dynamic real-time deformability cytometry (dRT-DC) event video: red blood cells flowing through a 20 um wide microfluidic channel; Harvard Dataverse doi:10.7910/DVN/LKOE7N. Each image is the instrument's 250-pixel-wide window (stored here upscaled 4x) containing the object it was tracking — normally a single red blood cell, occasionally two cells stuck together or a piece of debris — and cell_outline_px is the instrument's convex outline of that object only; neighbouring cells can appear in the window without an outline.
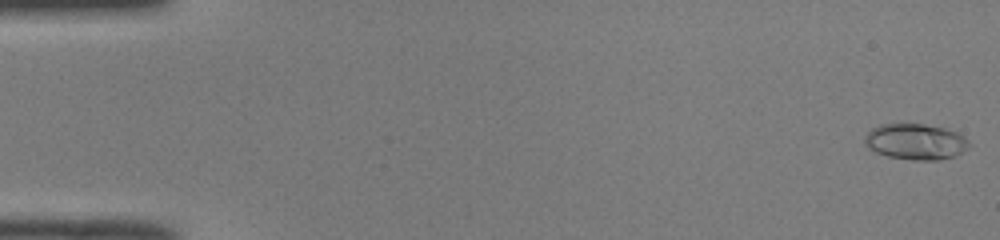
{"species": "common noctule bat (a hibernating species)", "species_latin": "Nyctalus noctula", "temperature_condition": "room temperature", "stored_images_in_passage": 49, "camera_frame_rate_fps": 3000, "um_per_image_px": 0.085, "animal": {"sex": "male", "body_mass_g": 19.0, "forearm_length_mm": 50.8}, "frame": {"image": 1, "passage_image": 1, "time_ms": 0.0, "image_size_px": [1000, 240], "cell_outline_px": [[972, 144], [968, 148], [956, 156], [940, 160], [912, 160], [888, 156], [876, 152], [868, 148], [864, 144], [864, 136], [872, 128], [880, 124], [924, 124], [944, 128], [956, 132], [964, 136]], "centroid_in_image_um": [77.84, 12.05], "position_along_channel_um": 7.2, "area_um2": 22.02}}
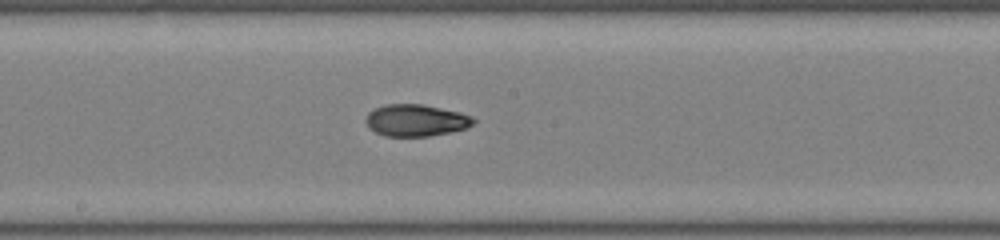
{"frame": {"image": 2, "passage_image": 28, "time_ms": 9.0, "image_size_px": [1000, 240], "cell_outline_px": [[476, 120], [468, 128], [428, 136], [384, 136], [368, 128], [364, 120], [368, 112], [384, 104], [424, 104], [460, 112], [472, 116]], "centroid_in_image_um": [35.33, 10.22], "position_along_channel_um": 212.9, "area_um2": 20.11}}
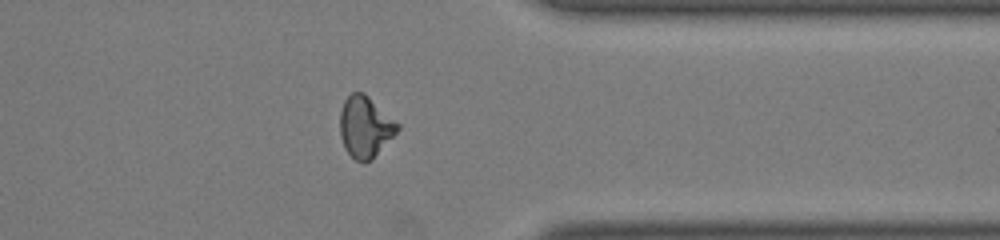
{"frame": {"image": 3, "passage_image": 41, "time_ms": 13.333, "image_size_px": [1000, 240], "cell_outline_px": [[400, 128], [372, 160], [364, 164], [356, 160], [344, 148], [340, 136], [340, 112], [344, 100], [352, 92], [364, 92], [400, 124]], "centroid_in_image_um": [31.04, 10.79], "position_along_channel_um": 380.4, "area_um2": 20.63}}